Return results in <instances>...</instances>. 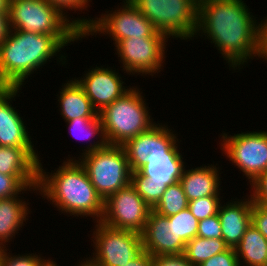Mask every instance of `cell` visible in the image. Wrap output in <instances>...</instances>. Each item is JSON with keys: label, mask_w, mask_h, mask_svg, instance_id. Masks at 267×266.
I'll return each instance as SVG.
<instances>
[{"label": "cell", "mask_w": 267, "mask_h": 266, "mask_svg": "<svg viewBox=\"0 0 267 266\" xmlns=\"http://www.w3.org/2000/svg\"><path fill=\"white\" fill-rule=\"evenodd\" d=\"M248 9L243 0H198L195 37L211 40L234 71L261 58L262 21Z\"/></svg>", "instance_id": "6da1fadb"}, {"label": "cell", "mask_w": 267, "mask_h": 266, "mask_svg": "<svg viewBox=\"0 0 267 266\" xmlns=\"http://www.w3.org/2000/svg\"><path fill=\"white\" fill-rule=\"evenodd\" d=\"M82 38L83 35H49L11 29L0 44V87L24 88L25 80L54 56H58L57 62L65 64L67 56L58 52Z\"/></svg>", "instance_id": "7a4b0ae2"}, {"label": "cell", "mask_w": 267, "mask_h": 266, "mask_svg": "<svg viewBox=\"0 0 267 266\" xmlns=\"http://www.w3.org/2000/svg\"><path fill=\"white\" fill-rule=\"evenodd\" d=\"M75 157L63 161L52 173L45 172L41 160L38 173V195L56 207L61 213L73 217H92L94 223L101 221L104 213V200L78 160ZM95 218V219H94Z\"/></svg>", "instance_id": "3957f363"}, {"label": "cell", "mask_w": 267, "mask_h": 266, "mask_svg": "<svg viewBox=\"0 0 267 266\" xmlns=\"http://www.w3.org/2000/svg\"><path fill=\"white\" fill-rule=\"evenodd\" d=\"M140 91L132 86L121 98L99 112L107 144L122 146L156 124Z\"/></svg>", "instance_id": "277c9868"}, {"label": "cell", "mask_w": 267, "mask_h": 266, "mask_svg": "<svg viewBox=\"0 0 267 266\" xmlns=\"http://www.w3.org/2000/svg\"><path fill=\"white\" fill-rule=\"evenodd\" d=\"M129 1L153 24L157 32L168 39L192 40L195 37L198 0Z\"/></svg>", "instance_id": "5b68a950"}, {"label": "cell", "mask_w": 267, "mask_h": 266, "mask_svg": "<svg viewBox=\"0 0 267 266\" xmlns=\"http://www.w3.org/2000/svg\"><path fill=\"white\" fill-rule=\"evenodd\" d=\"M80 157L78 161L104 201L116 191L131 184L132 171L122 146L107 144L104 148Z\"/></svg>", "instance_id": "8992f818"}, {"label": "cell", "mask_w": 267, "mask_h": 266, "mask_svg": "<svg viewBox=\"0 0 267 266\" xmlns=\"http://www.w3.org/2000/svg\"><path fill=\"white\" fill-rule=\"evenodd\" d=\"M11 29L49 35H83L46 0H13L8 7Z\"/></svg>", "instance_id": "52a82bcc"}, {"label": "cell", "mask_w": 267, "mask_h": 266, "mask_svg": "<svg viewBox=\"0 0 267 266\" xmlns=\"http://www.w3.org/2000/svg\"><path fill=\"white\" fill-rule=\"evenodd\" d=\"M122 6L110 12L105 11L95 17L92 25L83 33V38L89 35L105 34L117 44L128 38L166 37L157 32L153 24L131 3L123 0Z\"/></svg>", "instance_id": "ba28073f"}, {"label": "cell", "mask_w": 267, "mask_h": 266, "mask_svg": "<svg viewBox=\"0 0 267 266\" xmlns=\"http://www.w3.org/2000/svg\"><path fill=\"white\" fill-rule=\"evenodd\" d=\"M228 134L223 131L220 135L222 155L224 153L252 185L267 170V131Z\"/></svg>", "instance_id": "9c48e42d"}, {"label": "cell", "mask_w": 267, "mask_h": 266, "mask_svg": "<svg viewBox=\"0 0 267 266\" xmlns=\"http://www.w3.org/2000/svg\"><path fill=\"white\" fill-rule=\"evenodd\" d=\"M94 226L91 240L95 252L89 259L97 265L124 266L144 252L141 233L114 229L101 221Z\"/></svg>", "instance_id": "30bf717a"}, {"label": "cell", "mask_w": 267, "mask_h": 266, "mask_svg": "<svg viewBox=\"0 0 267 266\" xmlns=\"http://www.w3.org/2000/svg\"><path fill=\"white\" fill-rule=\"evenodd\" d=\"M166 42L167 37L128 38L118 42L114 46L124 73L154 76L161 72L166 58Z\"/></svg>", "instance_id": "8fae6325"}, {"label": "cell", "mask_w": 267, "mask_h": 266, "mask_svg": "<svg viewBox=\"0 0 267 266\" xmlns=\"http://www.w3.org/2000/svg\"><path fill=\"white\" fill-rule=\"evenodd\" d=\"M173 132L167 124L156 123L123 144L131 171H138L152 158L183 157L179 152L177 135Z\"/></svg>", "instance_id": "7c38bea8"}, {"label": "cell", "mask_w": 267, "mask_h": 266, "mask_svg": "<svg viewBox=\"0 0 267 266\" xmlns=\"http://www.w3.org/2000/svg\"><path fill=\"white\" fill-rule=\"evenodd\" d=\"M151 210V207L130 184L104 201L101 222L114 229L142 233Z\"/></svg>", "instance_id": "4fadbf2b"}, {"label": "cell", "mask_w": 267, "mask_h": 266, "mask_svg": "<svg viewBox=\"0 0 267 266\" xmlns=\"http://www.w3.org/2000/svg\"><path fill=\"white\" fill-rule=\"evenodd\" d=\"M91 67L84 71L83 78H74L85 91L86 96L90 99L93 108L99 113L106 106L121 98L131 87L126 84L121 74L111 67L104 66ZM127 88V89H126Z\"/></svg>", "instance_id": "5bb4252c"}, {"label": "cell", "mask_w": 267, "mask_h": 266, "mask_svg": "<svg viewBox=\"0 0 267 266\" xmlns=\"http://www.w3.org/2000/svg\"><path fill=\"white\" fill-rule=\"evenodd\" d=\"M20 90L21 87H0V146L35 148L24 119L11 104Z\"/></svg>", "instance_id": "9a60e30c"}, {"label": "cell", "mask_w": 267, "mask_h": 266, "mask_svg": "<svg viewBox=\"0 0 267 266\" xmlns=\"http://www.w3.org/2000/svg\"><path fill=\"white\" fill-rule=\"evenodd\" d=\"M144 251L151 256L183 254L186 243L176 235L168 218L151 210L141 233Z\"/></svg>", "instance_id": "2e32d148"}, {"label": "cell", "mask_w": 267, "mask_h": 266, "mask_svg": "<svg viewBox=\"0 0 267 266\" xmlns=\"http://www.w3.org/2000/svg\"><path fill=\"white\" fill-rule=\"evenodd\" d=\"M246 196L243 200L234 199L219 206L222 239L230 248H235L251 225L253 198L251 194Z\"/></svg>", "instance_id": "e0dca14e"}, {"label": "cell", "mask_w": 267, "mask_h": 266, "mask_svg": "<svg viewBox=\"0 0 267 266\" xmlns=\"http://www.w3.org/2000/svg\"><path fill=\"white\" fill-rule=\"evenodd\" d=\"M216 165L198 166L196 168H185L183 176L180 178V183L183 187L184 193L188 202L206 197V196H220V168Z\"/></svg>", "instance_id": "ac0fdd59"}, {"label": "cell", "mask_w": 267, "mask_h": 266, "mask_svg": "<svg viewBox=\"0 0 267 266\" xmlns=\"http://www.w3.org/2000/svg\"><path fill=\"white\" fill-rule=\"evenodd\" d=\"M58 96L60 115L64 121L76 118H97L99 113L93 108L83 88L73 78L62 84Z\"/></svg>", "instance_id": "d6986e66"}, {"label": "cell", "mask_w": 267, "mask_h": 266, "mask_svg": "<svg viewBox=\"0 0 267 266\" xmlns=\"http://www.w3.org/2000/svg\"><path fill=\"white\" fill-rule=\"evenodd\" d=\"M23 200L18 195L0 199V248H6L7 243L19 233L20 227L25 225L23 222L28 220L31 212L27 205L30 203Z\"/></svg>", "instance_id": "ffe728a7"}, {"label": "cell", "mask_w": 267, "mask_h": 266, "mask_svg": "<svg viewBox=\"0 0 267 266\" xmlns=\"http://www.w3.org/2000/svg\"><path fill=\"white\" fill-rule=\"evenodd\" d=\"M34 149L0 146V173L12 176H38L40 158Z\"/></svg>", "instance_id": "44dd1931"}, {"label": "cell", "mask_w": 267, "mask_h": 266, "mask_svg": "<svg viewBox=\"0 0 267 266\" xmlns=\"http://www.w3.org/2000/svg\"><path fill=\"white\" fill-rule=\"evenodd\" d=\"M183 157L152 158L138 171L145 177V182L163 183L167 186L180 181L186 162Z\"/></svg>", "instance_id": "7402d4cb"}, {"label": "cell", "mask_w": 267, "mask_h": 266, "mask_svg": "<svg viewBox=\"0 0 267 266\" xmlns=\"http://www.w3.org/2000/svg\"><path fill=\"white\" fill-rule=\"evenodd\" d=\"M234 250L240 266H267V239L252 224Z\"/></svg>", "instance_id": "603a6c76"}, {"label": "cell", "mask_w": 267, "mask_h": 266, "mask_svg": "<svg viewBox=\"0 0 267 266\" xmlns=\"http://www.w3.org/2000/svg\"><path fill=\"white\" fill-rule=\"evenodd\" d=\"M66 123L71 131L70 134L76 139H79V141H82V139H88L90 141L91 138L99 136L95 138L97 140L96 142L95 140L93 143L91 141L90 144L85 146L86 149L84 148V150H82L83 153H81V155L104 148L107 145L100 116L97 118H76L66 121Z\"/></svg>", "instance_id": "cb8c5ba5"}, {"label": "cell", "mask_w": 267, "mask_h": 266, "mask_svg": "<svg viewBox=\"0 0 267 266\" xmlns=\"http://www.w3.org/2000/svg\"><path fill=\"white\" fill-rule=\"evenodd\" d=\"M228 248L229 246L223 239H207L197 236L186 244L183 254L192 265L199 266L202 262Z\"/></svg>", "instance_id": "d4e9b609"}, {"label": "cell", "mask_w": 267, "mask_h": 266, "mask_svg": "<svg viewBox=\"0 0 267 266\" xmlns=\"http://www.w3.org/2000/svg\"><path fill=\"white\" fill-rule=\"evenodd\" d=\"M188 208V200L180 182L170 185L164 191L160 201L152 209L168 217Z\"/></svg>", "instance_id": "484cf974"}, {"label": "cell", "mask_w": 267, "mask_h": 266, "mask_svg": "<svg viewBox=\"0 0 267 266\" xmlns=\"http://www.w3.org/2000/svg\"><path fill=\"white\" fill-rule=\"evenodd\" d=\"M37 185L38 176H12L0 173V199L11 198L27 190L38 192Z\"/></svg>", "instance_id": "4316f807"}, {"label": "cell", "mask_w": 267, "mask_h": 266, "mask_svg": "<svg viewBox=\"0 0 267 266\" xmlns=\"http://www.w3.org/2000/svg\"><path fill=\"white\" fill-rule=\"evenodd\" d=\"M131 185L151 209L157 205L168 187L163 183L145 182V177L139 171L131 173Z\"/></svg>", "instance_id": "83f0119b"}, {"label": "cell", "mask_w": 267, "mask_h": 266, "mask_svg": "<svg viewBox=\"0 0 267 266\" xmlns=\"http://www.w3.org/2000/svg\"><path fill=\"white\" fill-rule=\"evenodd\" d=\"M51 6H54L64 17H66L82 34L92 25L94 18H70L68 17L66 10H71L76 12L77 10H87L90 6L89 2L91 0H46ZM70 18V19H69Z\"/></svg>", "instance_id": "f1b7e54d"}, {"label": "cell", "mask_w": 267, "mask_h": 266, "mask_svg": "<svg viewBox=\"0 0 267 266\" xmlns=\"http://www.w3.org/2000/svg\"><path fill=\"white\" fill-rule=\"evenodd\" d=\"M167 218L170 223H173L176 235L186 244L194 237H197L199 221L188 208Z\"/></svg>", "instance_id": "f546056e"}, {"label": "cell", "mask_w": 267, "mask_h": 266, "mask_svg": "<svg viewBox=\"0 0 267 266\" xmlns=\"http://www.w3.org/2000/svg\"><path fill=\"white\" fill-rule=\"evenodd\" d=\"M221 196H206L188 202V209L199 221L218 214Z\"/></svg>", "instance_id": "4dcf8cb0"}, {"label": "cell", "mask_w": 267, "mask_h": 266, "mask_svg": "<svg viewBox=\"0 0 267 266\" xmlns=\"http://www.w3.org/2000/svg\"><path fill=\"white\" fill-rule=\"evenodd\" d=\"M8 248H4V266H57V263L50 258L45 260V257L35 254H18L12 255L7 252ZM50 259V260H49Z\"/></svg>", "instance_id": "1f68e13d"}, {"label": "cell", "mask_w": 267, "mask_h": 266, "mask_svg": "<svg viewBox=\"0 0 267 266\" xmlns=\"http://www.w3.org/2000/svg\"><path fill=\"white\" fill-rule=\"evenodd\" d=\"M197 236L207 239H222V229L218 214L199 220Z\"/></svg>", "instance_id": "d6a6232c"}, {"label": "cell", "mask_w": 267, "mask_h": 266, "mask_svg": "<svg viewBox=\"0 0 267 266\" xmlns=\"http://www.w3.org/2000/svg\"><path fill=\"white\" fill-rule=\"evenodd\" d=\"M199 266H240L234 248H228L226 251L218 253L208 260L202 262Z\"/></svg>", "instance_id": "836d02e7"}, {"label": "cell", "mask_w": 267, "mask_h": 266, "mask_svg": "<svg viewBox=\"0 0 267 266\" xmlns=\"http://www.w3.org/2000/svg\"><path fill=\"white\" fill-rule=\"evenodd\" d=\"M250 188L253 202L267 207V170L255 180Z\"/></svg>", "instance_id": "e575fe53"}, {"label": "cell", "mask_w": 267, "mask_h": 266, "mask_svg": "<svg viewBox=\"0 0 267 266\" xmlns=\"http://www.w3.org/2000/svg\"><path fill=\"white\" fill-rule=\"evenodd\" d=\"M251 224L267 239V207L253 202Z\"/></svg>", "instance_id": "d590c367"}, {"label": "cell", "mask_w": 267, "mask_h": 266, "mask_svg": "<svg viewBox=\"0 0 267 266\" xmlns=\"http://www.w3.org/2000/svg\"><path fill=\"white\" fill-rule=\"evenodd\" d=\"M153 266H194L184 254L153 256Z\"/></svg>", "instance_id": "8d00e7d4"}, {"label": "cell", "mask_w": 267, "mask_h": 266, "mask_svg": "<svg viewBox=\"0 0 267 266\" xmlns=\"http://www.w3.org/2000/svg\"><path fill=\"white\" fill-rule=\"evenodd\" d=\"M124 266H153V256L144 251L140 256L130 260Z\"/></svg>", "instance_id": "74e56055"}, {"label": "cell", "mask_w": 267, "mask_h": 266, "mask_svg": "<svg viewBox=\"0 0 267 266\" xmlns=\"http://www.w3.org/2000/svg\"><path fill=\"white\" fill-rule=\"evenodd\" d=\"M10 30L8 12H0V44L7 38Z\"/></svg>", "instance_id": "f35d334b"}, {"label": "cell", "mask_w": 267, "mask_h": 266, "mask_svg": "<svg viewBox=\"0 0 267 266\" xmlns=\"http://www.w3.org/2000/svg\"><path fill=\"white\" fill-rule=\"evenodd\" d=\"M262 21V51H261V59L263 58V62H267V17L263 18Z\"/></svg>", "instance_id": "ab89813d"}, {"label": "cell", "mask_w": 267, "mask_h": 266, "mask_svg": "<svg viewBox=\"0 0 267 266\" xmlns=\"http://www.w3.org/2000/svg\"><path fill=\"white\" fill-rule=\"evenodd\" d=\"M78 263H77V266H99L96 263H94L92 260L88 259V257L85 260L83 259V261L78 262Z\"/></svg>", "instance_id": "60d3db41"}, {"label": "cell", "mask_w": 267, "mask_h": 266, "mask_svg": "<svg viewBox=\"0 0 267 266\" xmlns=\"http://www.w3.org/2000/svg\"><path fill=\"white\" fill-rule=\"evenodd\" d=\"M9 1L0 0V12H8Z\"/></svg>", "instance_id": "b9f144b4"}, {"label": "cell", "mask_w": 267, "mask_h": 266, "mask_svg": "<svg viewBox=\"0 0 267 266\" xmlns=\"http://www.w3.org/2000/svg\"><path fill=\"white\" fill-rule=\"evenodd\" d=\"M0 266H4V248H0Z\"/></svg>", "instance_id": "7bdbcfd3"}]
</instances>
